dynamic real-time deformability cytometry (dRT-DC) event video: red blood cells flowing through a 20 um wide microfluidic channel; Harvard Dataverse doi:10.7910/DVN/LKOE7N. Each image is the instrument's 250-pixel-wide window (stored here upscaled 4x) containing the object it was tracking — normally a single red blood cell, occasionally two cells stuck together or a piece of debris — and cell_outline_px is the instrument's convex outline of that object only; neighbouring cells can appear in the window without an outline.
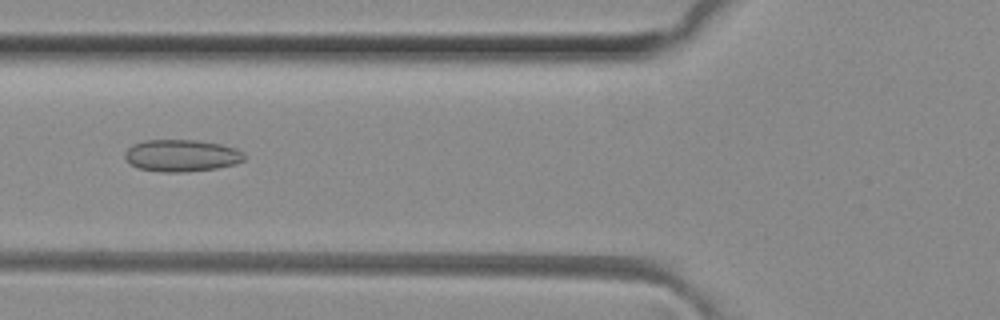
{"species": "common noctule bat (a hibernating species)", "species_latin": "Nyctalus noctula", "temperature_condition": "room temperature", "stored_images_in_passage": 45, "camera_frame_rate_fps": 3000, "um_per_image_px": 0.085, "animal": {"sex": "female", "body_mass_g": 29.2, "forearm_length_mm": 56.3}, "frame": {"image": 1, "passage_image": 14, "time_ms": 4.333, "image_size_px": [1000, 320], "cell_outline_px": [[244, 160], [236, 164], [216, 168], [184, 172], [164, 172], [136, 168], [124, 156], [124, 152], [132, 144], [144, 140], [196, 140], [220, 144], [236, 148], [244, 152]], "centroid_in_image_um": [15.43, 13.22], "position_along_channel_um": 110.4, "area_um2": 22.31}}
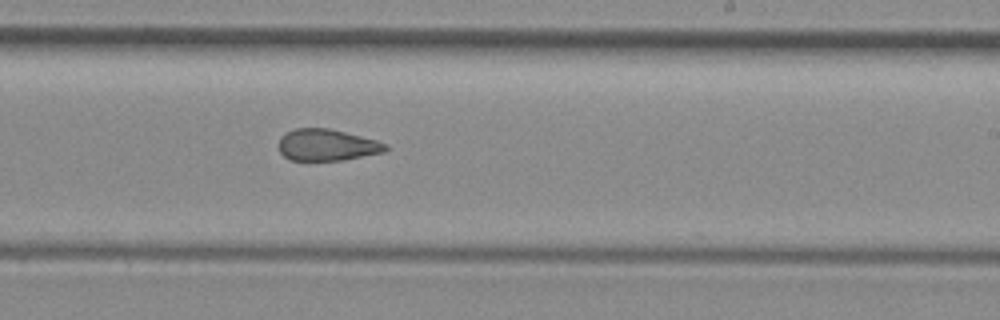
{"frame": {"image": 2, "passage_image": 25, "time_ms": 8.0, "image_size_px": [1000, 320], "cell_outline_px": [[388, 148], [384, 152], [344, 160], [288, 160], [280, 152], [276, 144], [280, 136], [296, 128], [328, 128], [376, 140], [388, 144]], "centroid_in_image_um": [27.75, 12.33], "position_along_channel_um": 261.2, "area_um2": 19.77}}
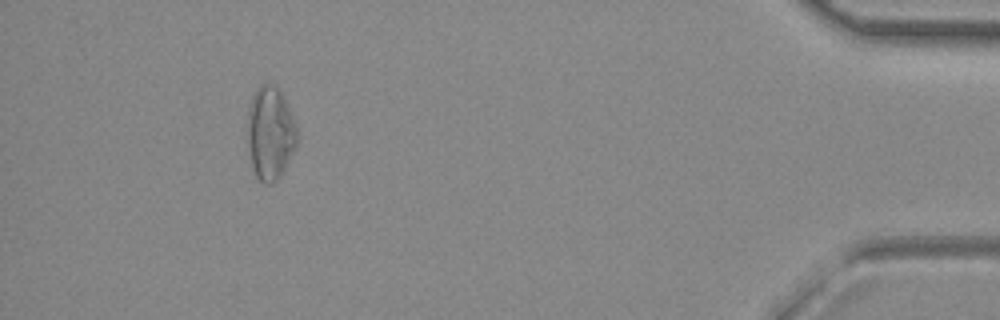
{"frame": {"image": 3, "passage_image": 41, "time_ms": 13.333, "image_size_px": [1000, 320], "cell_outline_px": [[300, 136], [296, 148], [280, 176], [272, 184], [264, 184], [256, 176], [252, 168], [248, 148], [248, 108], [252, 96], [256, 88], [260, 84], [272, 84], [280, 88], [284, 96]], "centroid_in_image_um": [22.99, 11.31], "position_along_channel_um": 412.2, "area_um2": 27.4}, "authors_computed_cell_mechanics": {"area_um2": 22.542, "velocity_mm_per_s": 4.1205, "shape_relaxation_time_tau1_ms": null, "shape_relaxation_time_tau2_ms": 2.2001, "deformation_change_tau1": null, "deformation_change_tau2": 0.0895}}